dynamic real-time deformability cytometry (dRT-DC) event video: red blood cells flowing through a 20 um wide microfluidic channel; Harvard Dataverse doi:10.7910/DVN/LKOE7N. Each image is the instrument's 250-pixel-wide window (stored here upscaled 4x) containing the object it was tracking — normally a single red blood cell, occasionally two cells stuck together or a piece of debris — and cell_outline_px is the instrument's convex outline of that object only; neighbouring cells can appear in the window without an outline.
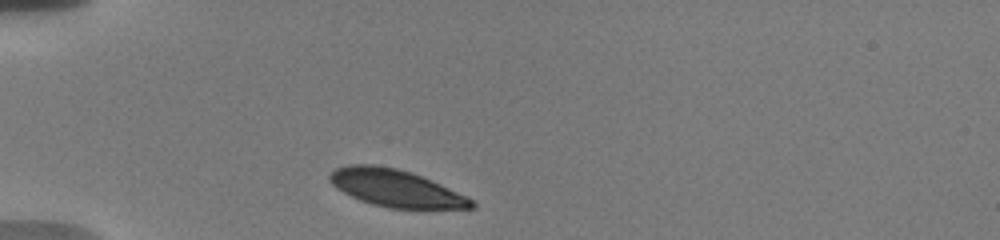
{"species": "human", "species_latin": "Homo sapiens", "temperature_condition": "warm", "stored_images_in_passage": 41, "camera_frame_rate_fps": 3000, "um_per_image_px": 0.085, "donor": {"sex": "male"}, "frame": {"image": 1, "passage_image": 1, "time_ms": 0.0, "image_size_px": [1000, 240], "cell_outline_px": [[476, 208], [388, 208], [372, 204], [360, 200], [336, 188], [328, 180], [328, 176], [336, 168], [348, 164], [372, 164], [396, 168], [420, 176], [468, 196], [476, 204]], "centroid_in_image_um": [33.61, 15.99], "position_along_channel_um": 51.4, "area_um2": 30.4}}
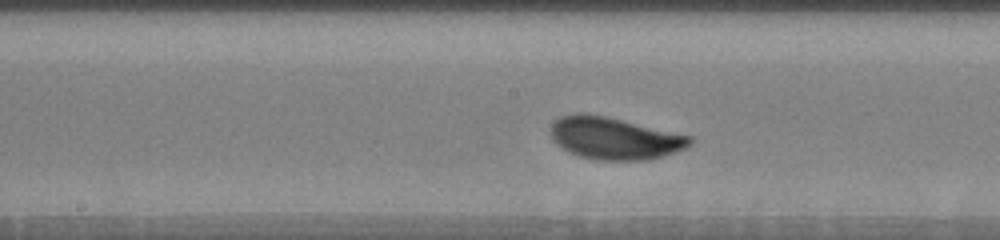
{"frame": {"image": 2, "passage_image": 19, "time_ms": 4.667, "image_size_px": [1000, 240], "cell_outline_px": [[692, 144], [684, 148], [664, 156], [648, 160], [596, 160], [580, 156], [556, 144], [552, 140], [548, 132], [552, 124], [560, 116], [576, 112], [588, 112], [608, 116], [692, 136]], "centroid_in_image_um": [52.2, 11.73], "position_along_channel_um": 196.0, "area_um2": 34.62}}
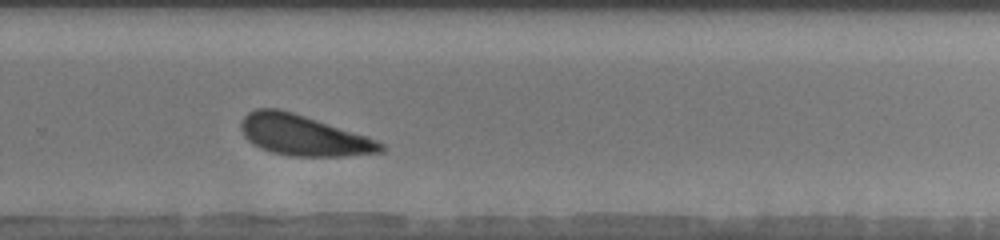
{"frame": {"image": 3, "passage_image": 32, "time_ms": 7.667, "image_size_px": [1000, 240], "cell_outline_px": [[388, 148], [384, 152], [344, 156], [288, 156], [272, 152], [260, 148], [252, 144], [244, 136], [240, 128], [240, 124], [244, 116], [248, 112], [256, 108], [280, 108], [368, 136], [384, 144]], "centroid_in_image_um": [25.79, 11.5], "position_along_channel_um": 304.0, "area_um2": 33.29}, "authors_computed_cell_mechanics": {"area_um2": 33.5818, "velocity_mm_per_s": 3.6065, "shape_relaxation_time_tau1_ms": 1.5829, "shape_relaxation_time_tau2_ms": null, "deformation_change_tau1": 0.1085, "deformation_change_tau2": null}}